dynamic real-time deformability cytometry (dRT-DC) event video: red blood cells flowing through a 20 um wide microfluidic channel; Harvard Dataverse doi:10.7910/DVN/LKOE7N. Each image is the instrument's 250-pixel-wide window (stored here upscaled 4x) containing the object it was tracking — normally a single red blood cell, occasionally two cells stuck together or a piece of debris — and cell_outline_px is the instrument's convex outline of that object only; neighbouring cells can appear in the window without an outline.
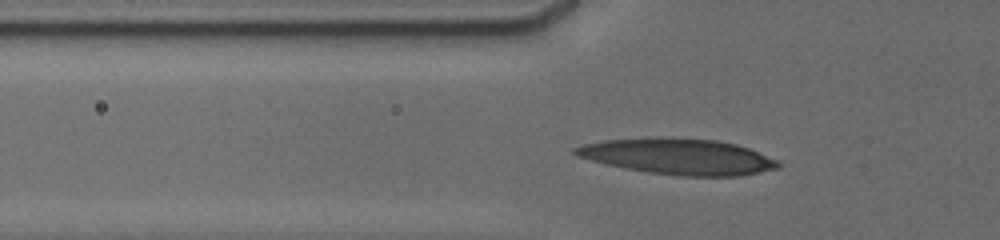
{"species": "human", "species_latin": "Homo sapiens", "temperature_condition": "cold", "stored_images_in_passage": 74, "camera_frame_rate_fps": 3000, "um_per_image_px": 0.085, "donor": {"sex": "male"}, "frame": {"image": 1, "passage_image": 27, "time_ms": 4.333, "image_size_px": [1000, 240], "cell_outline_px": [[784, 164], [780, 168], [740, 176], [680, 176], [648, 172], [624, 168], [576, 156], [572, 152], [572, 148], [584, 144], [604, 140], [716, 140], [736, 144], [748, 148], [780, 160]], "centroid_in_image_um": [57.75, 13.35], "position_along_channel_um": 68.0, "area_um2": 41.21}}
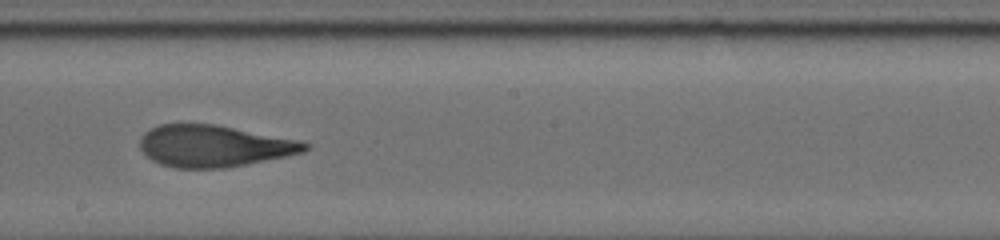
{"frame": {"image": 2, "passage_image": 51, "time_ms": 8.667, "image_size_px": [1000, 240], "cell_outline_px": [[312, 148], [304, 152], [288, 156], [224, 168], [176, 168], [160, 164], [152, 160], [140, 148], [140, 136], [144, 132], [160, 124], [216, 124], [304, 140], [312, 144]], "centroid_in_image_um": [18.27, 12.4], "position_along_channel_um": 229.9, "area_um2": 40.58}}
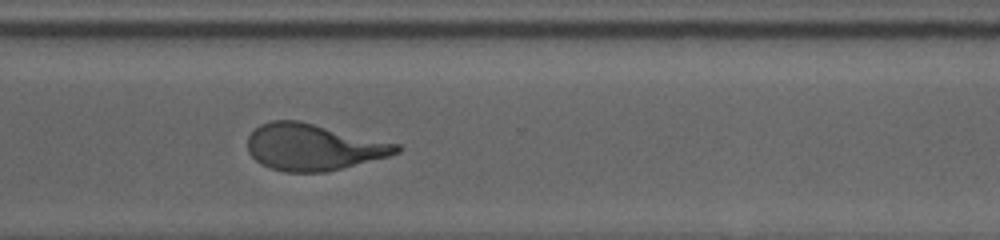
{"frame": {"image": 3, "passage_image": 73, "time_ms": 11.667, "image_size_px": [1000, 240], "cell_outline_px": [[400, 152], [388, 156], [324, 172], [284, 172], [260, 164], [248, 152], [248, 136], [260, 124], [272, 120], [300, 120], [400, 144]], "centroid_in_image_um": [26.61, 12.49], "position_along_channel_um": 344.0, "area_um2": 40.23}}